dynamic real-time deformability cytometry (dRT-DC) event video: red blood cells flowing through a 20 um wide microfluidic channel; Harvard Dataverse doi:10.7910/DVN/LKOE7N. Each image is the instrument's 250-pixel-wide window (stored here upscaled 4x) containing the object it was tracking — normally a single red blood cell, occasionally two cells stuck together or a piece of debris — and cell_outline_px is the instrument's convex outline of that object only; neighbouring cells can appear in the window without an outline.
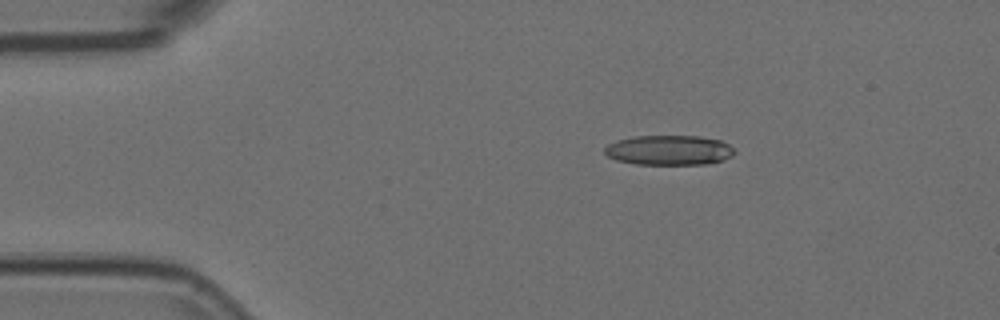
{"species": "Egyptian fruit bat (a non-hibernating species)", "species_latin": "Rousettus aegyptiacus", "temperature_condition": "room temperature", "stored_images_in_passage": 6, "camera_frame_rate_fps": 3000, "um_per_image_px": 0.085, "animal": {"sex": "female"}, "frame": {"image": 1, "passage_image": 3, "time_ms": 0.667, "image_size_px": [1000, 320], "cell_outline_px": [[736, 152], [732, 156], [724, 160], [704, 164], [636, 164], [616, 160], [608, 156], [604, 152], [604, 148], [608, 144], [616, 140], [636, 136], [700, 136], [720, 140], [728, 144]], "centroid_in_image_um": [56.87, 12.76], "position_along_channel_um": 28.1, "area_um2": 22.6}}
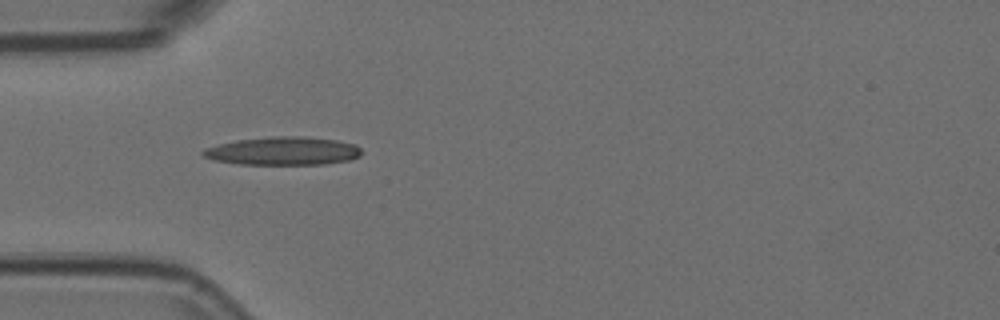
{"frame": {"image": 2, "passage_image": 5, "time_ms": 1.333, "image_size_px": [1000, 320], "cell_outline_px": [[360, 156], [348, 160], [324, 164], [240, 164], [212, 160], [204, 156], [200, 152], [204, 148], [236, 140], [272, 136], [304, 136], [336, 140], [356, 144], [360, 148]], "centroid_in_image_um": [24.04, 12.83], "position_along_channel_um": 61.0, "area_um2": 26.07}}
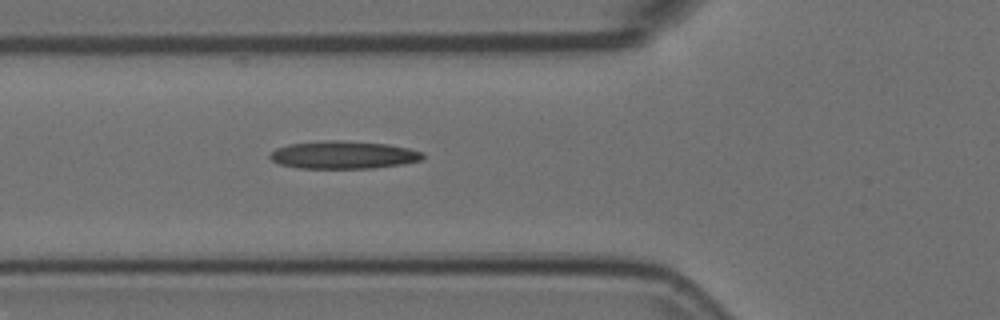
{"frame": {"image": 3, "passage_image": 6, "time_ms": 1.667, "image_size_px": [1000, 320], "cell_outline_px": [[424, 156], [420, 160], [404, 164], [372, 168], [296, 168], [280, 164], [272, 160], [268, 156], [276, 148], [288, 144], [324, 140], [340, 140], [388, 144], [408, 148], [424, 152]], "centroid_in_image_um": [29.18, 13.16], "position_along_channel_um": 96.6, "area_um2": 24.8}}